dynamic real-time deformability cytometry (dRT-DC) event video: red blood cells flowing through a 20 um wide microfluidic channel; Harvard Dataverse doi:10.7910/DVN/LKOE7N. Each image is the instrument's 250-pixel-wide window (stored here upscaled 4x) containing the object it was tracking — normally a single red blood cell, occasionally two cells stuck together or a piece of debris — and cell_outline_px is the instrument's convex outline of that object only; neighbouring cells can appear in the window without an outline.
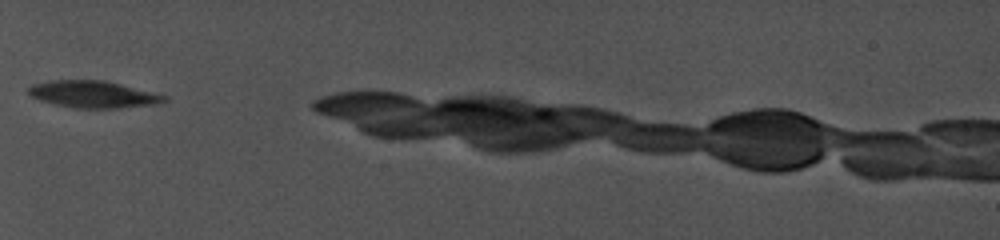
{"species": "common noctule bat (a hibernating species)", "species_latin": "Nyctalus noctula", "temperature_condition": "cold", "stored_images_in_passage": 15, "camera_frame_rate_fps": 5000, "um_per_image_px": 0.085, "animal": {"sex": "female", "body_mass_g": 19.0, "forearm_length_mm": 56.7}, "frame": {"image": 1, "passage_image": 1, "time_ms": 0.0, "image_size_px": [1000, 240], "cell_outline_px": [[168, 100], [152, 104], [116, 108], [80, 108], [56, 104], [32, 96], [28, 92], [28, 88], [32, 84], [52, 80], [104, 80], [168, 96]], "centroid_in_image_um": [7.92, 8.0], "position_along_channel_um": 77.1, "area_um2": 20.81}}
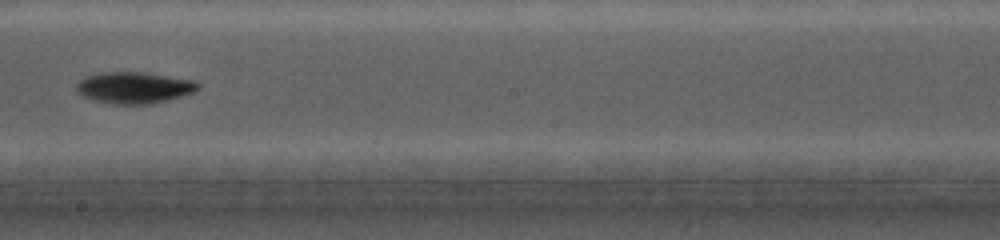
{"frame": {"image": 2, "passage_image": 7, "time_ms": 4.4, "image_size_px": [1000, 240], "cell_outline_px": [[200, 84], [192, 92], [180, 96], [152, 104], [112, 104], [96, 100], [84, 96], [76, 88], [76, 84], [84, 76], [100, 72], [144, 72], [192, 80]], "centroid_in_image_um": [11.36, 7.44], "position_along_channel_um": 236.8, "area_um2": 21.96}}
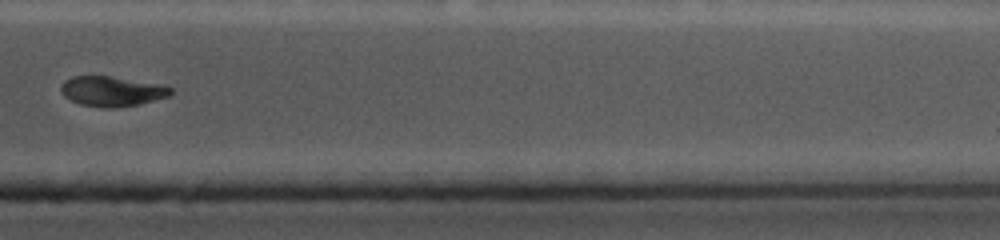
{"frame": {"image": 3, "passage_image": 13, "time_ms": 8.6, "image_size_px": [1000, 240], "cell_outline_px": [[172, 92], [168, 96], [140, 104], [116, 108], [104, 108], [80, 104], [64, 96], [60, 92], [60, 88], [64, 80], [72, 76], [108, 76], [156, 84], [172, 88]], "centroid_in_image_um": [9.46, 7.77], "position_along_channel_um": 401.9, "area_um2": 18.96}}